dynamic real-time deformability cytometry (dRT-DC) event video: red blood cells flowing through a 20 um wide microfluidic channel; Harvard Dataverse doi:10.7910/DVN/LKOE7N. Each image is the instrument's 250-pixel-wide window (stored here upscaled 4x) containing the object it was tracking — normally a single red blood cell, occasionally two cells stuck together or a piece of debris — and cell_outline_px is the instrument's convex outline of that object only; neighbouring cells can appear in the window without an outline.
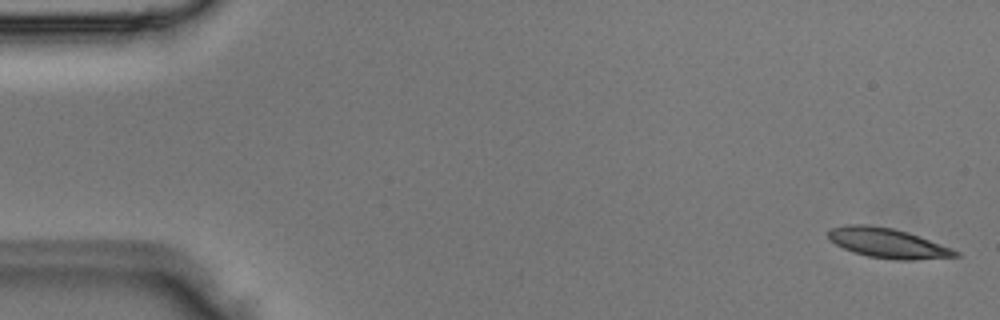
{"species": "Egyptian fruit bat (a non-hibernating species)", "species_latin": "Rousettus aegyptiacus", "temperature_condition": "room temperature", "stored_images_in_passage": 4, "camera_frame_rate_fps": 3000, "um_per_image_px": 0.085, "animal": {"sex": "male"}, "frame": {"image": 1, "passage_image": 1, "time_ms": 0.0, "image_size_px": [1000, 320], "cell_outline_px": [[960, 256], [916, 260], [896, 260], [868, 256], [852, 252], [836, 244], [828, 236], [828, 232], [832, 228], [848, 224], [868, 224], [892, 228], [908, 232], [952, 248], [960, 252]], "centroid_in_image_um": [75.48, 20.66], "position_along_channel_um": 9.5, "area_um2": 22.02}}